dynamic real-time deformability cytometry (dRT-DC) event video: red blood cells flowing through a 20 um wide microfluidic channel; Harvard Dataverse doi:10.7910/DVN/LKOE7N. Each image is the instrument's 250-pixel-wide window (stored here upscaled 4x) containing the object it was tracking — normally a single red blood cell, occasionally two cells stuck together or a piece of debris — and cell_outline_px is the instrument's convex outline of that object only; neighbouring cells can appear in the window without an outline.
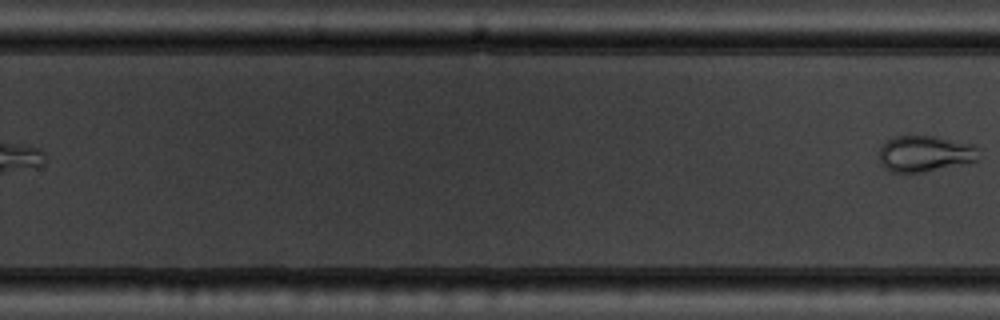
{"species": "common noctule bat (a hibernating species)", "species_latin": "Nyctalus noctula", "temperature_condition": "warm", "stored_images_in_passage": 11, "segment_of_instrument_passage": [2, 2], "camera_frame_rate_fps": 3000, "um_per_image_px": 0.085, "animal": {"sex": "male", "body_mass_g": 19.5, "forearm_length_mm": 54.6}, "frame": {"image": 1, "passage_image": 11, "time_ms": 12.667, "image_size_px": [1000, 320], "cell_outline_px": [[976, 164], [924, 172], [892, 172], [884, 168], [880, 164], [880, 148], [892, 136], [936, 136], [976, 144]], "centroid_in_image_um": [78.68, 13.08], "position_along_channel_um": 251.1, "area_um2": 21.5}}